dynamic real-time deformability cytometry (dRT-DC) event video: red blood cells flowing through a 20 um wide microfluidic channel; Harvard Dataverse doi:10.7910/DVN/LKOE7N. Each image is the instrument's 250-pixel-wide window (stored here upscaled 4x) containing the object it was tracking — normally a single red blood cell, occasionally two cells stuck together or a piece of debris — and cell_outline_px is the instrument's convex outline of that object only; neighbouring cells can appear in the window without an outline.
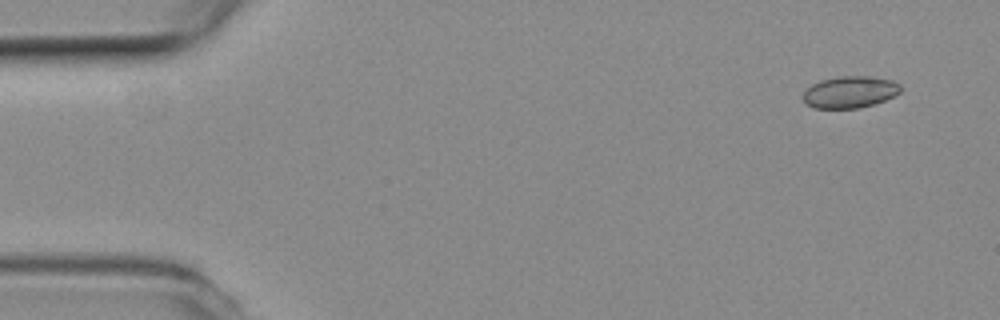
{"species": "common noctule bat (a hibernating species)", "species_latin": "Nyctalus noctula", "temperature_condition": "room temperature", "stored_images_in_passage": 4, "segment_of_instrument_passage": [1, 2], "camera_frame_rate_fps": 3000, "um_per_image_px": 0.085, "animal": {"sex": "female", "body_mass_g": 19.3, "forearm_length_mm": 54.1}, "frame": {"image": 1, "passage_image": 1, "time_ms": 0.0, "image_size_px": [1000, 320], "cell_outline_px": [[900, 92], [884, 100], [860, 108], [816, 108], [804, 104], [804, 92], [812, 84], [820, 80], [840, 76], [872, 76], [892, 80], [900, 84]], "centroid_in_image_um": [72.23, 7.81], "position_along_channel_um": 12.8, "area_um2": 17.98}}